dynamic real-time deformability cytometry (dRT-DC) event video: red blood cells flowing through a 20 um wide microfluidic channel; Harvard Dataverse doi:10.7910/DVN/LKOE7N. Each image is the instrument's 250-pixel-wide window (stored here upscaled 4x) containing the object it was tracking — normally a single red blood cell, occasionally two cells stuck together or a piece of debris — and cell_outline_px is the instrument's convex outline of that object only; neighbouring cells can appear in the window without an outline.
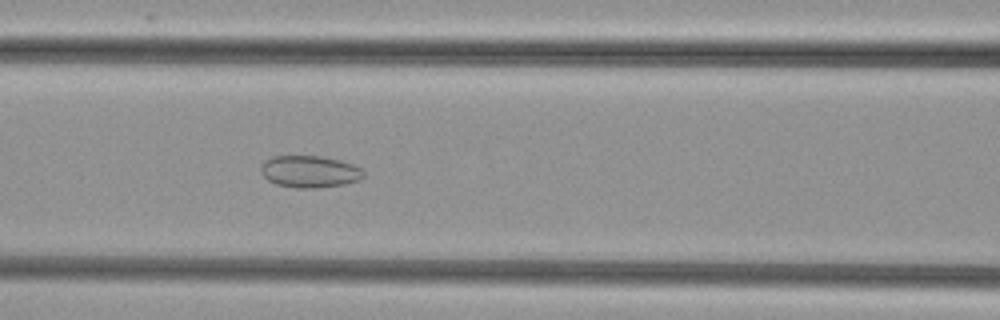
{"species": "common noctule bat (a hibernating species)", "species_latin": "Nyctalus noctula", "temperature_condition": "cold", "stored_images_in_passage": 35, "camera_frame_rate_fps": 3000, "um_per_image_px": 0.085, "animal": {"sex": "female", "body_mass_g": 29.2, "forearm_length_mm": 56.3}, "frame": {"image": 1, "passage_image": 6, "time_ms": 1.667, "image_size_px": [1000, 320], "cell_outline_px": [[364, 176], [360, 180], [344, 184], [316, 188], [296, 188], [276, 184], [268, 180], [260, 172], [260, 168], [264, 160], [272, 156], [320, 156], [340, 160], [352, 164], [360, 168], [364, 172]], "centroid_in_image_um": [26.3, 14.58], "position_along_channel_um": 140.3, "area_um2": 19.19}}
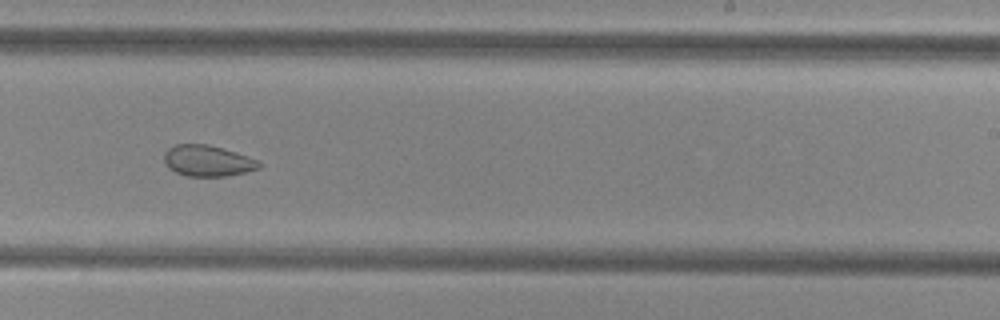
{"frame": {"image": 2, "passage_image": 16, "time_ms": 5.0, "image_size_px": [1000, 320], "cell_outline_px": [[260, 168], [228, 176], [188, 176], [176, 172], [168, 168], [164, 160], [164, 152], [168, 148], [176, 144], [208, 144], [236, 152], [260, 160]], "centroid_in_image_um": [17.65, 13.66], "position_along_channel_um": 271.4, "area_um2": 17.22}}
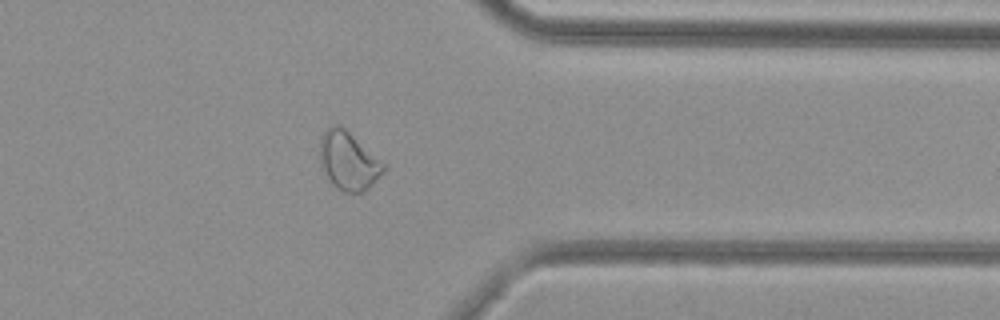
{"frame": {"image": 3, "passage_image": 25, "time_ms": 8.0, "image_size_px": [1000, 320], "cell_outline_px": [[384, 172], [364, 192], [344, 192], [336, 188], [332, 184], [320, 168], [320, 136], [332, 124], [340, 124], [384, 164]], "centroid_in_image_um": [29.56, 13.68], "position_along_channel_um": 381.8, "area_um2": 21.44}}